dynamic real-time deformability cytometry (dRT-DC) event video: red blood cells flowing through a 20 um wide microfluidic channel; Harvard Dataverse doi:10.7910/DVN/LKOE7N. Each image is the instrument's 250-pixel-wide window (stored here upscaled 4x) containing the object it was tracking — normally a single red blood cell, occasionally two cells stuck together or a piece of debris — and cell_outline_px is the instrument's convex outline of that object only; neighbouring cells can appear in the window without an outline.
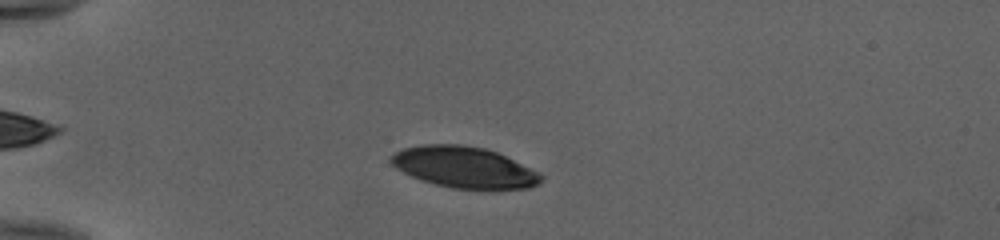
{"species": "human", "species_latin": "Homo sapiens", "temperature_condition": "cold", "stored_images_in_passage": 47, "camera_frame_rate_fps": 3000, "um_per_image_px": 0.085, "donor": {"sex": "female"}, "frame": {"image": 1, "passage_image": 9, "time_ms": 2.667, "image_size_px": [1000, 240], "cell_outline_px": [[544, 176], [540, 184], [528, 188], [452, 188], [420, 180], [396, 168], [388, 160], [388, 156], [404, 148], [424, 144], [460, 144], [484, 148], [496, 152], [540, 172]], "centroid_in_image_um": [39.44, 14.2], "position_along_channel_um": 45.6, "area_um2": 35.78}}
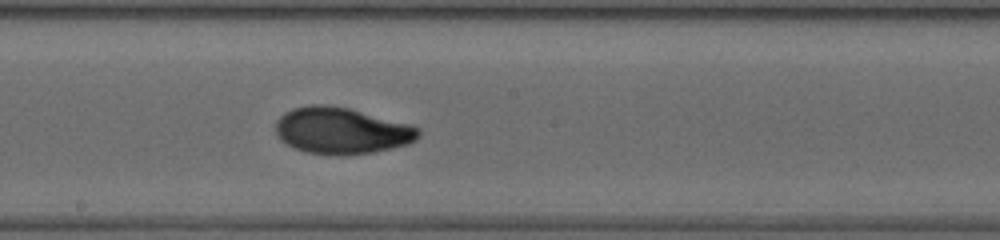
{"frame": {"image": 2, "passage_image": 25, "time_ms": 8.0, "image_size_px": [1000, 240], "cell_outline_px": [[420, 136], [416, 140], [408, 144], [392, 148], [372, 152], [308, 152], [296, 148], [280, 140], [276, 132], [276, 120], [284, 112], [292, 108], [308, 104], [324, 104], [348, 108], [412, 124], [420, 128]], "centroid_in_image_um": [29.05, 11.05], "position_along_channel_um": 219.1, "area_um2": 37.97}}
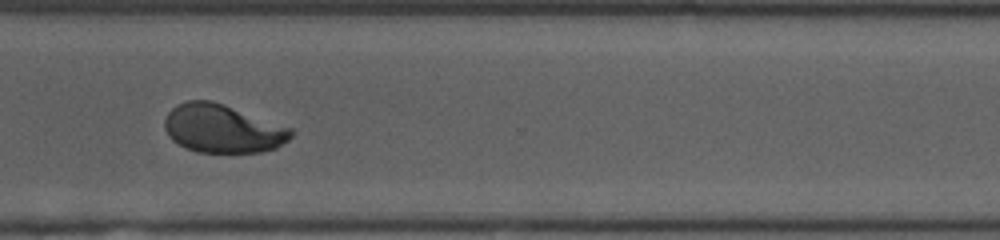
{"frame": {"image": 3, "passage_image": 35, "time_ms": 11.333, "image_size_px": [1000, 240], "cell_outline_px": [[292, 136], [288, 140], [276, 148], [260, 152], [196, 152], [184, 148], [172, 140], [168, 136], [164, 128], [164, 120], [168, 112], [176, 104], [188, 100], [212, 100], [224, 104], [292, 128]], "centroid_in_image_um": [18.88, 10.93], "position_along_channel_um": 351.7, "area_um2": 35.78}, "authors_computed_cell_mechanics": {"area_um2": 36.5874, "velocity_mm_per_s": 3.9869, "shape_relaxation_time_tau1_ms": 4.7341, "shape_relaxation_time_tau2_ms": 1.1294, "deformation_change_tau1": 0.2055, "deformation_change_tau2": 0.0518}}